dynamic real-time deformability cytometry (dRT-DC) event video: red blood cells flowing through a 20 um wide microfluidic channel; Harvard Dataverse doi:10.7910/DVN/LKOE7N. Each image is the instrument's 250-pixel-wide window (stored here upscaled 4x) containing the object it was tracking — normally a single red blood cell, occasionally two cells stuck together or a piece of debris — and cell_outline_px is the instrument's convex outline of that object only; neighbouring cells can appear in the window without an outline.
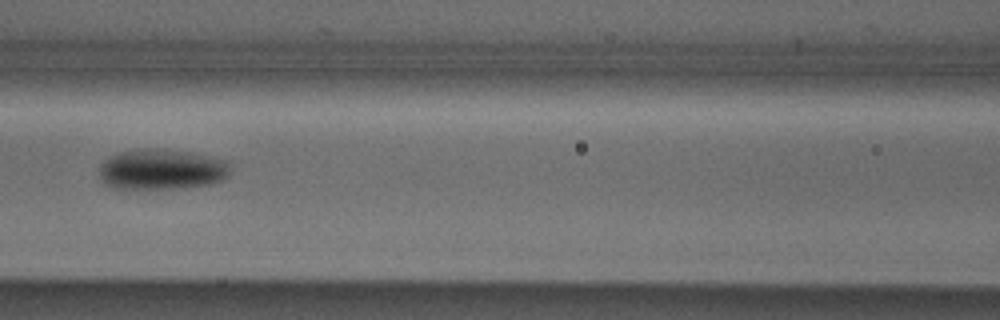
{"species": "Egyptian fruit bat (a non-hibernating species)", "species_latin": "Rousettus aegyptiacus", "temperature_condition": "cold", "stored_images_in_passage": 8, "camera_frame_rate_fps": 3000, "um_per_image_px": 0.085, "animal": {"sex": "male"}, "frame": {"image": 1, "passage_image": 5, "time_ms": 5.667, "image_size_px": [1000, 320], "cell_outline_px": [[228, 176], [224, 180], [212, 184], [188, 188], [112, 188], [104, 184], [100, 176], [100, 164], [104, 160], [120, 152], [144, 148], [156, 148], [192, 152], [228, 160]], "centroid_in_image_um": [13.77, 14.4], "position_along_channel_um": 152.8, "area_um2": 31.21}}
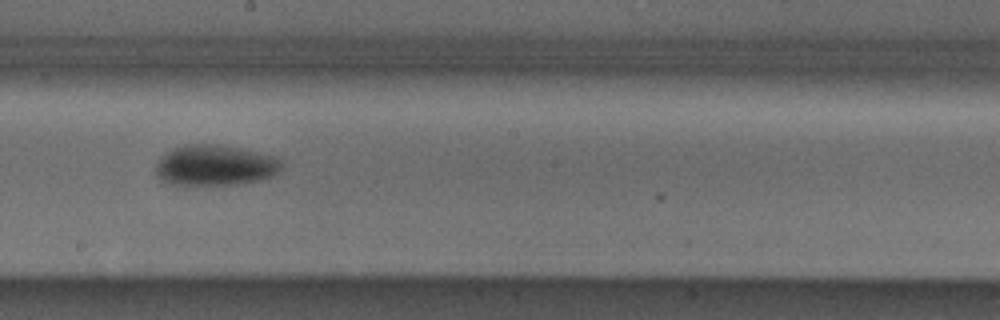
{"frame": {"image": 2, "passage_image": 7, "time_ms": 7.667, "image_size_px": [1000, 320], "cell_outline_px": [[284, 164], [272, 176], [260, 180], [236, 184], [168, 184], [160, 180], [156, 176], [156, 164], [160, 156], [172, 148], [184, 144], [220, 144], [240, 148], [276, 156]], "centroid_in_image_um": [18.25, 14.03], "position_along_channel_um": 230.0, "area_um2": 30.0}}
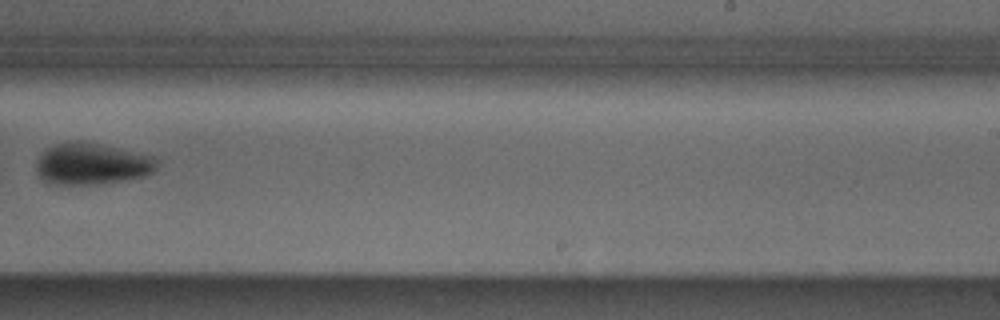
{"frame": {"image": 3, "passage_image": 8, "time_ms": 9.0, "image_size_px": [1000, 320], "cell_outline_px": [[156, 168], [148, 176], [104, 184], [56, 184], [44, 180], [36, 172], [36, 160], [48, 148], [56, 144], [76, 140], [80, 140], [100, 144], [152, 156], [156, 160]], "centroid_in_image_um": [7.8, 13.94], "position_along_channel_um": 281.2, "area_um2": 29.13}}